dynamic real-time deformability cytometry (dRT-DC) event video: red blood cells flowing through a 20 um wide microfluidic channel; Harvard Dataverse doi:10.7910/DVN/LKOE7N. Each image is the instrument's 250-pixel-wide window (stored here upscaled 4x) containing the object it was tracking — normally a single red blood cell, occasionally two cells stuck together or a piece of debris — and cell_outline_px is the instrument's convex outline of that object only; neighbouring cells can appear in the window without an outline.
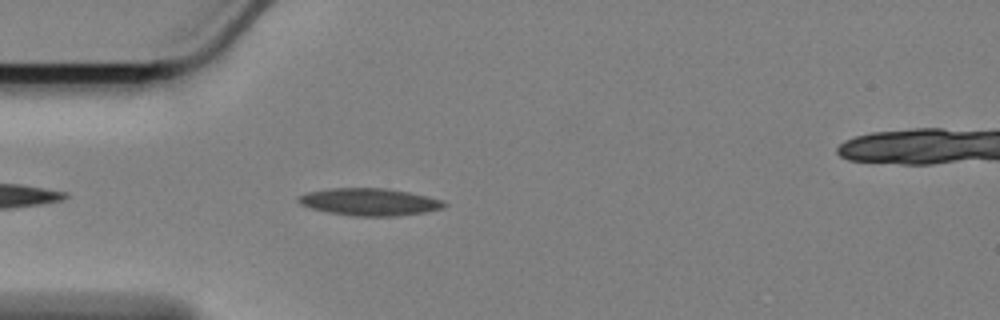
{"species": "Egyptian fruit bat (a non-hibernating species)", "species_latin": "Rousettus aegyptiacus", "temperature_condition": "cold", "stored_images_in_passage": 23, "camera_frame_rate_fps": 3000, "um_per_image_px": 0.085, "animal": {"sex": "female"}, "frame": {"image": 1, "passage_image": 4, "time_ms": 1.0, "image_size_px": [1000, 320], "cell_outline_px": [[448, 204], [444, 208], [424, 212], [396, 216], [352, 216], [328, 212], [312, 208], [300, 204], [296, 200], [300, 196], [308, 192], [332, 188], [388, 188], [428, 196], [444, 200]], "centroid_in_image_um": [31.45, 17.16], "position_along_channel_um": 53.5, "area_um2": 23.18}}
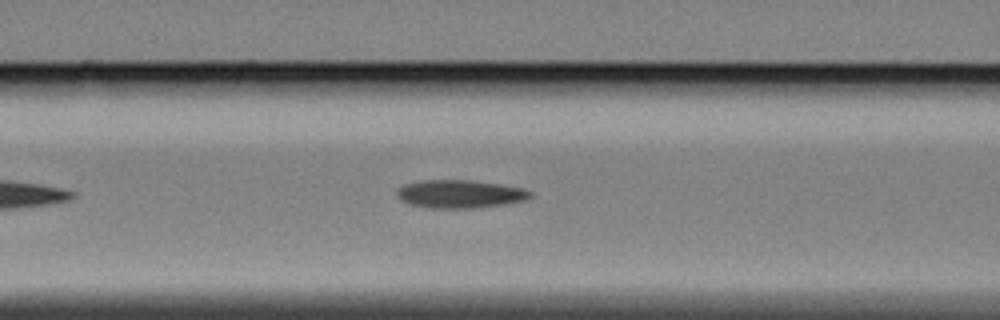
{"frame": {"image": 2, "passage_image": 11, "time_ms": 3.333, "image_size_px": [1000, 320], "cell_outline_px": [[532, 196], [528, 200], [504, 204], [472, 208], [432, 208], [412, 204], [400, 200], [396, 196], [396, 192], [404, 184], [424, 180], [472, 180], [500, 184], [524, 188], [532, 192]], "centroid_in_image_um": [39.13, 16.48], "position_along_channel_um": 127.5, "area_um2": 21.85}}
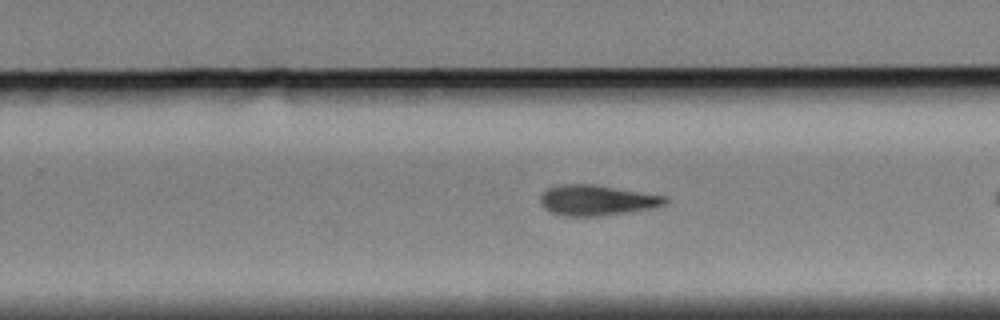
{"frame": {"image": 3, "passage_image": 21, "time_ms": 6.667, "image_size_px": [1000, 320], "cell_outline_px": [[668, 200], [664, 204], [652, 208], [632, 212], [600, 216], [564, 216], [552, 212], [544, 208], [540, 204], [540, 196], [548, 188], [560, 184], [596, 184], [668, 196]], "centroid_in_image_um": [50.75, 17.02], "position_along_channel_um": 279.1, "area_um2": 22.43}}